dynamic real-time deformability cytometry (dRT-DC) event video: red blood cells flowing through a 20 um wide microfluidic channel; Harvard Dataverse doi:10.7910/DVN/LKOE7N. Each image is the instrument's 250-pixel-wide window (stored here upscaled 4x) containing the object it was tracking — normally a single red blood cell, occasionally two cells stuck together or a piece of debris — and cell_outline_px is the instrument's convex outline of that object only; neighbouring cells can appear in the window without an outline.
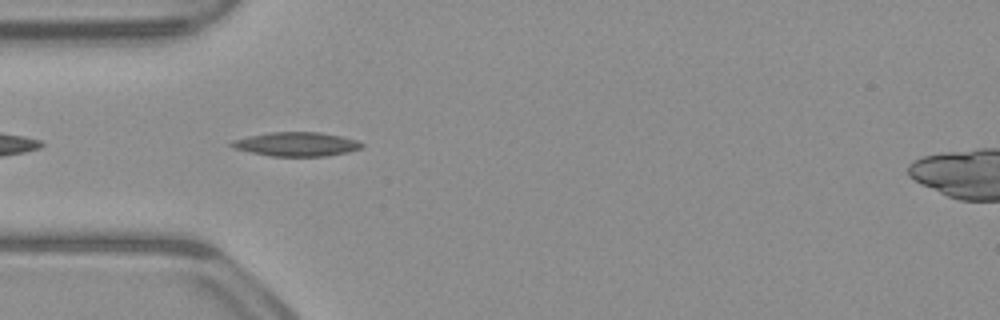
{"species": "common noctule bat (a hibernating species)", "species_latin": "Nyctalus noctula", "temperature_condition": "warm", "stored_images_in_passage": 40, "camera_frame_rate_fps": 3000, "um_per_image_px": 0.085, "animal": {"sex": "male", "body_mass_g": 23.1, "forearm_length_mm": 52.7}, "frame": {"image": 1, "passage_image": 3, "time_ms": 0.667, "image_size_px": [1000, 320], "cell_outline_px": [[364, 148], [348, 152], [328, 156], [272, 156], [232, 148], [228, 144], [232, 140], [248, 136], [268, 132], [320, 132], [340, 136], [356, 140], [364, 144]], "centroid_in_image_um": [25.2, 12.25], "position_along_channel_um": 59.8, "area_um2": 18.32}}
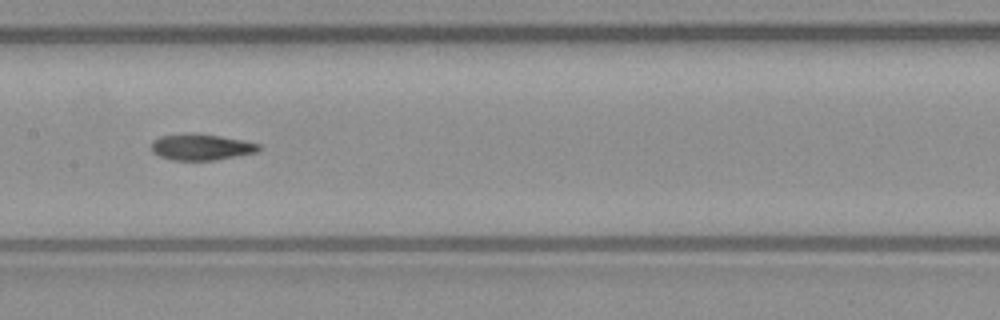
{"frame": {"image": 2, "passage_image": 13, "time_ms": 4.0, "image_size_px": [1000, 320], "cell_outline_px": [[260, 148], [256, 152], [216, 160], [172, 160], [160, 156], [152, 152], [152, 140], [160, 136], [188, 132], [220, 136], [244, 140], [260, 144]], "centroid_in_image_um": [17.08, 12.49], "position_along_channel_um": 190.3, "area_um2": 16.47}}
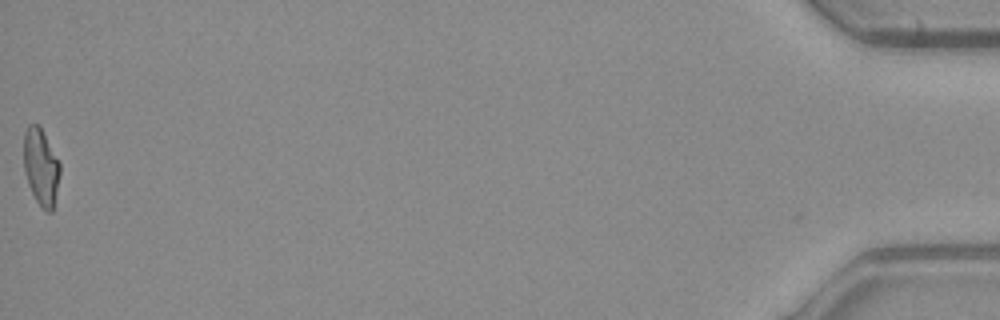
{"frame": {"image": 3, "passage_image": 40, "time_ms": 13.0, "image_size_px": [1000, 320], "cell_outline_px": [[60, 172], [52, 212], [48, 212], [40, 208], [28, 184], [24, 172], [24, 132], [28, 124], [40, 124], [60, 164]], "centroid_in_image_um": [3.47, 14.17], "position_along_channel_um": 431.7, "area_um2": 16.24}, "authors_computed_cell_mechanics": {"area_um2": 16.6753, "velocity_mm_per_s": 3.9277, "shape_relaxation_time_tau1_ms": null, "shape_relaxation_time_tau2_ms": 3.7213, "deformation_change_tau1": null, "deformation_change_tau2": 0.1109}}